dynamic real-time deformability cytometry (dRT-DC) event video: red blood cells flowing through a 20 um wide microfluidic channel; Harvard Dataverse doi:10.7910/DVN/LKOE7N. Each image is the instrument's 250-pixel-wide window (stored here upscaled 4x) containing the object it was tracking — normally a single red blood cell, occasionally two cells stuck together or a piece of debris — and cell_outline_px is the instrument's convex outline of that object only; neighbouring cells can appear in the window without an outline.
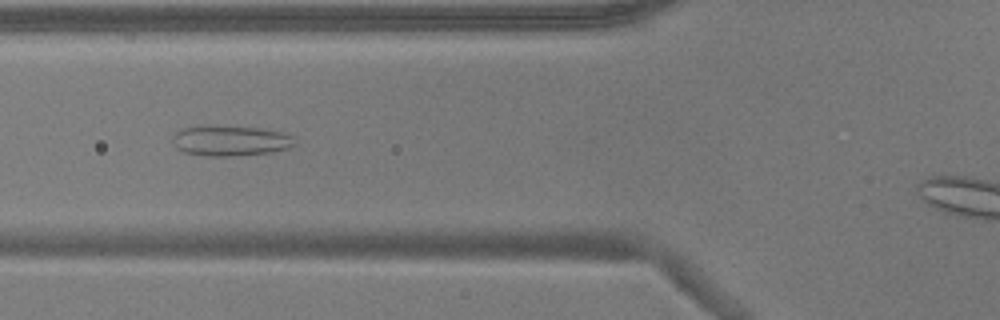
{"species": "common noctule bat (a hibernating species)", "species_latin": "Nyctalus noctula", "temperature_condition": "warm", "stored_images_in_passage": 47, "camera_frame_rate_fps": 3000, "um_per_image_px": 0.085, "animal": {"sex": "male", "body_mass_g": 17.9}, "frame": {"image": 1, "passage_image": 20, "time_ms": 6.333, "image_size_px": [1000, 320], "cell_outline_px": [[296, 144], [288, 148], [272, 152], [228, 156], [208, 156], [184, 152], [176, 148], [172, 140], [176, 132], [184, 128], [260, 128], [280, 132], [296, 136]], "centroid_in_image_um": [19.66, 12.0], "position_along_channel_um": 106.1, "area_um2": 20.81}}
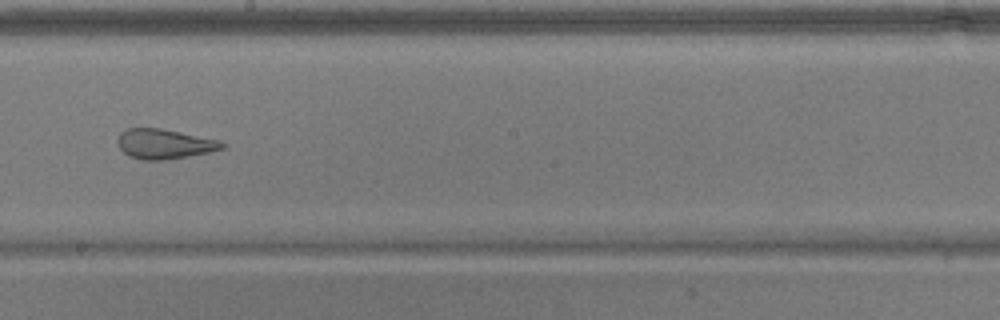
{"frame": {"image": 2, "passage_image": 30, "time_ms": 9.667, "image_size_px": [1000, 320], "cell_outline_px": [[228, 144], [224, 148], [208, 152], [188, 156], [164, 160], [144, 160], [128, 156], [120, 148], [116, 140], [120, 132], [128, 128], [160, 128], [220, 140]], "centroid_in_image_um": [13.97, 12.23], "position_along_channel_um": 234.2, "area_um2": 18.21}}
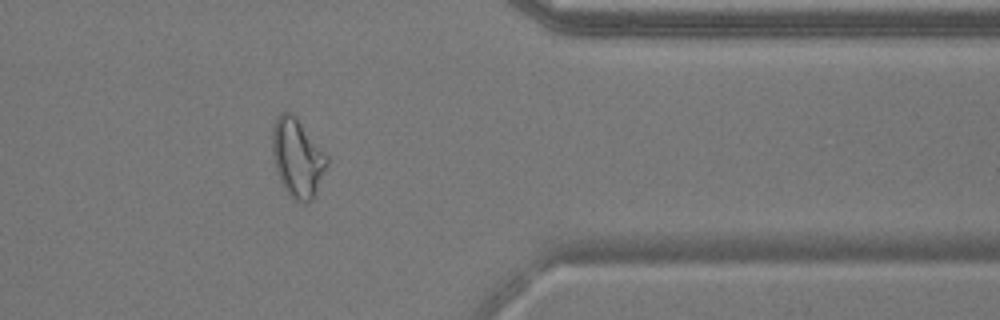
{"frame": {"image": 3, "passage_image": 43, "time_ms": 14.0, "image_size_px": [1000, 320], "cell_outline_px": [[328, 164], [316, 192], [312, 200], [308, 204], [292, 200], [284, 188], [280, 180], [276, 168], [272, 152], [272, 128], [276, 116], [280, 112], [292, 112], [296, 116], [328, 156]], "centroid_in_image_um": [25.27, 13.41], "position_along_channel_um": 386.1, "area_um2": 25.2}}